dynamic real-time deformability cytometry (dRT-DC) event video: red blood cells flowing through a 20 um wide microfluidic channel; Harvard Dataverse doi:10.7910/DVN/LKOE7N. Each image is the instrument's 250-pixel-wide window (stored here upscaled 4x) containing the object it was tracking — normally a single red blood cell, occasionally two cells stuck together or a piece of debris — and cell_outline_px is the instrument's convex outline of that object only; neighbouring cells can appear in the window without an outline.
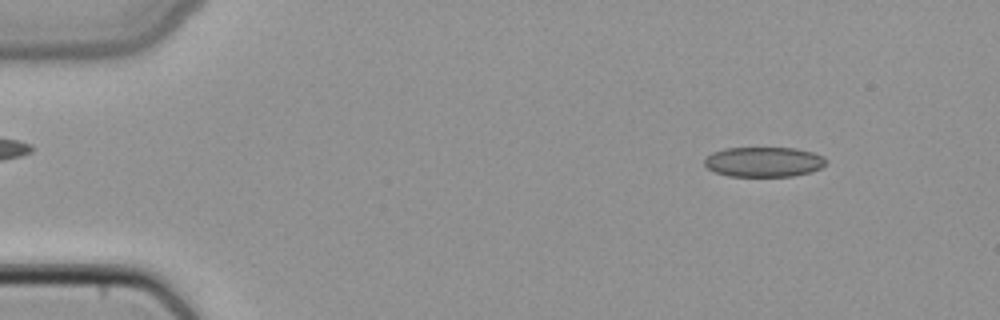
{"species": "common noctule bat (a hibernating species)", "species_latin": "Nyctalus noctula", "temperature_condition": "cold", "stored_images_in_passage": 48, "camera_frame_rate_fps": 3000, "um_per_image_px": 0.085, "animal": {"sex": "female", "body_mass_g": 22.7, "forearm_length_mm": 54.2}, "frame": {"image": 1, "passage_image": 5, "time_ms": 1.333, "image_size_px": [1000, 320], "cell_outline_px": [[828, 160], [820, 168], [808, 172], [792, 176], [728, 176], [716, 172], [708, 168], [704, 164], [704, 160], [712, 152], [724, 148], [796, 148], [812, 152], [824, 156]], "centroid_in_image_um": [64.92, 13.75], "position_along_channel_um": 20.1, "area_um2": 21.15}}
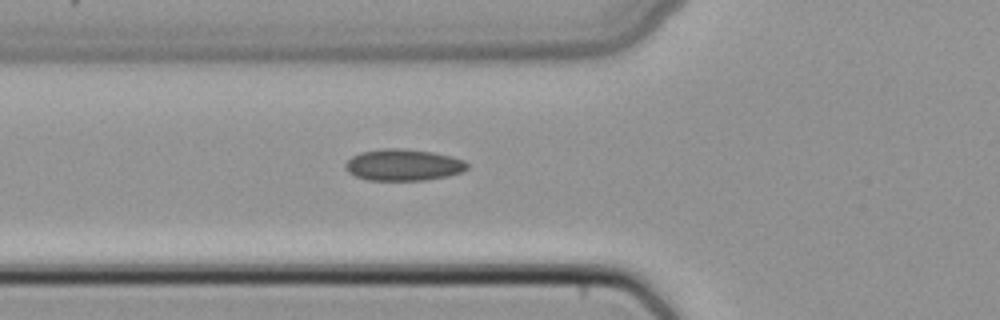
{"frame": {"image": 2, "passage_image": 17, "time_ms": 5.333, "image_size_px": [1000, 320], "cell_outline_px": [[468, 168], [464, 172], [448, 176], [424, 180], [368, 180], [356, 176], [348, 172], [344, 168], [344, 164], [352, 156], [360, 152], [384, 148], [404, 148], [432, 152], [452, 156], [464, 160], [468, 164]], "centroid_in_image_um": [34.29, 14.01], "position_along_channel_um": 91.5, "area_um2": 22.6}}
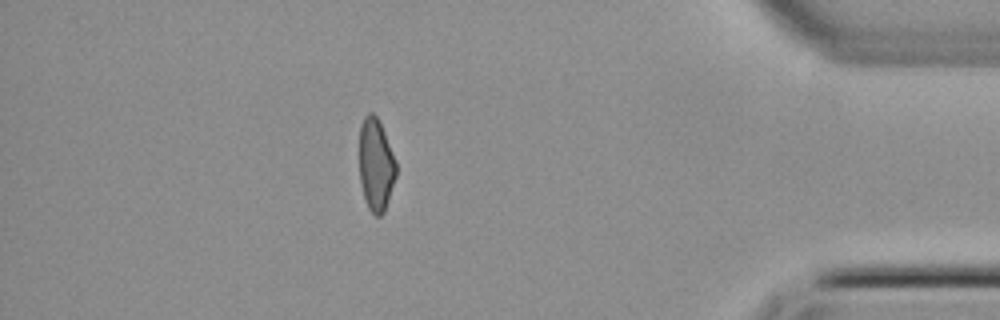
{"frame": {"image": 3, "passage_image": 42, "time_ms": 13.667, "image_size_px": [1000, 320], "cell_outline_px": [[396, 176], [384, 212], [380, 216], [376, 216], [368, 208], [364, 200], [360, 184], [360, 124], [364, 116], [368, 112], [372, 112], [380, 120], [396, 160]], "centroid_in_image_um": [31.95, 13.98], "position_along_channel_um": 403.3, "area_um2": 20.06}}